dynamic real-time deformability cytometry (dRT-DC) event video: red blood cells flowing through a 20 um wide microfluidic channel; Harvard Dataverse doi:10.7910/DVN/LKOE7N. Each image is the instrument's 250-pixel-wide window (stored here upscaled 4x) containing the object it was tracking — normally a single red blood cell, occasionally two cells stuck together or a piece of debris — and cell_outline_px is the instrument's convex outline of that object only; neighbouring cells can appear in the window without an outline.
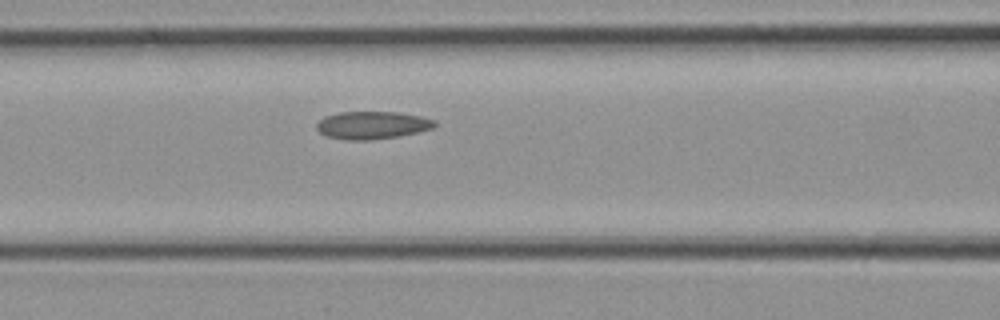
{"species": "common noctule bat (a hibernating species)", "species_latin": "Nyctalus noctula", "temperature_condition": "cold", "stored_images_in_passage": 20, "camera_frame_rate_fps": 3000, "um_per_image_px": 0.085, "animal": {"sex": "female", "body_mass_g": 21.9}, "frame": {"image": 1, "passage_image": 12, "time_ms": 3.667, "image_size_px": [1000, 320], "cell_outline_px": [[436, 124], [432, 128], [400, 136], [372, 140], [344, 140], [324, 136], [316, 128], [316, 124], [324, 116], [340, 112], [400, 112], [420, 116], [436, 120]], "centroid_in_image_um": [31.61, 10.64], "position_along_channel_um": 135.0, "area_um2": 19.19}}
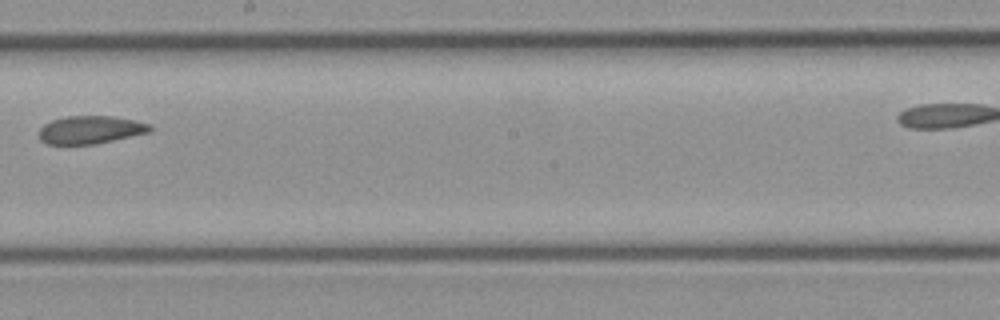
{"frame": {"image": 2, "passage_image": 17, "time_ms": 5.333, "image_size_px": [1000, 320], "cell_outline_px": [[152, 132], [96, 144], [48, 144], [40, 140], [40, 128], [44, 124], [52, 120], [68, 116], [112, 116], [152, 124]], "centroid_in_image_um": [7.73, 11.03], "position_along_channel_um": 240.5, "area_um2": 18.09}}
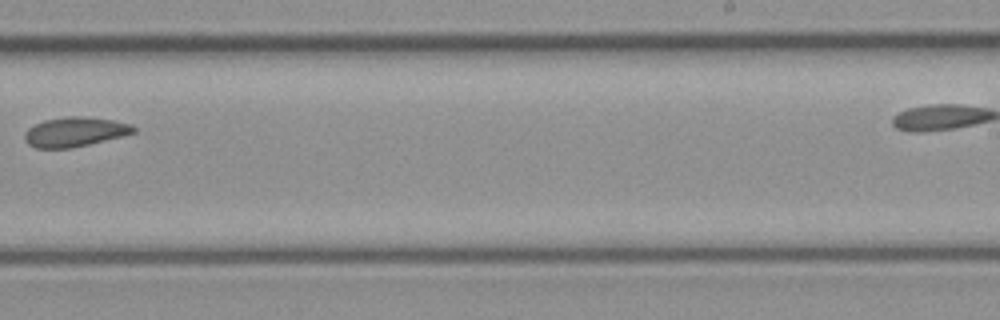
{"frame": {"image": 3, "passage_image": 19, "time_ms": 6.0, "image_size_px": [1000, 320], "cell_outline_px": [[136, 132], [124, 136], [72, 148], [36, 148], [28, 144], [24, 140], [24, 132], [28, 128], [44, 120], [64, 116], [84, 116], [112, 120], [132, 124], [136, 128]], "centroid_in_image_um": [6.37, 11.21], "position_along_channel_um": 282.6, "area_um2": 18.96}}